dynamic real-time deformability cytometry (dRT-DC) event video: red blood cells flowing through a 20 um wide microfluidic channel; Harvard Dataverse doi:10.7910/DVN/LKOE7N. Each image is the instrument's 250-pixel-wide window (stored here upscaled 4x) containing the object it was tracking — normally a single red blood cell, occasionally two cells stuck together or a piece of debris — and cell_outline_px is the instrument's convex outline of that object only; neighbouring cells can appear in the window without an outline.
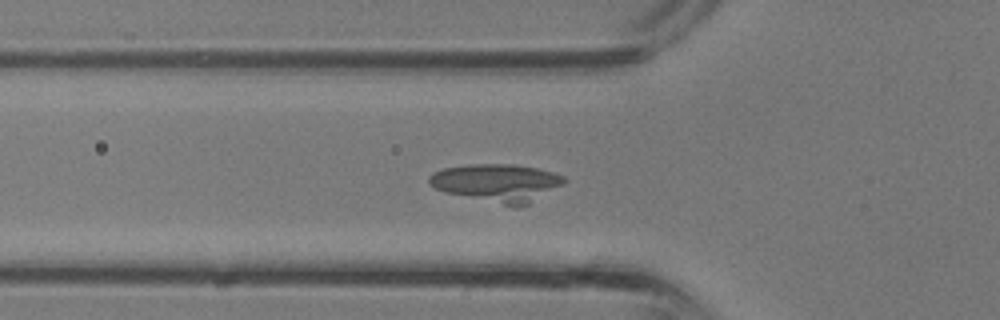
{"species": "common noctule bat (a hibernating species)", "species_latin": "Nyctalus noctula", "temperature_condition": "room temperature", "stored_images_in_passage": 36, "camera_frame_rate_fps": 3000, "um_per_image_px": 0.085, "animal": {"sex": "male", "body_mass_g": 13.3}, "frame": {"image": 1, "passage_image": 12, "time_ms": 3.667, "image_size_px": [1000, 320], "cell_outline_px": [[568, 180], [564, 184], [528, 204], [520, 208], [512, 208], [444, 192], [428, 184], [428, 176], [432, 172], [444, 168], [472, 164], [512, 164], [536, 168], [552, 172], [564, 176]], "centroid_in_image_um": [42.24, 15.56], "position_along_channel_um": 83.6, "area_um2": 30.23}}
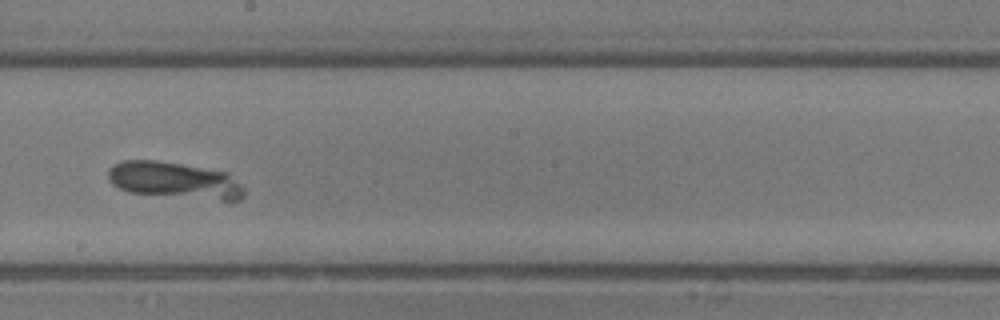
{"frame": {"image": 2, "passage_image": 20, "time_ms": 6.333, "image_size_px": [1000, 320], "cell_outline_px": [[244, 196], [240, 200], [220, 200], [128, 192], [112, 184], [108, 180], [108, 168], [112, 164], [124, 160], [152, 160], [180, 164], [228, 172], [244, 188]], "centroid_in_image_um": [14.81, 15.32], "position_along_channel_um": 233.4, "area_um2": 28.84}}
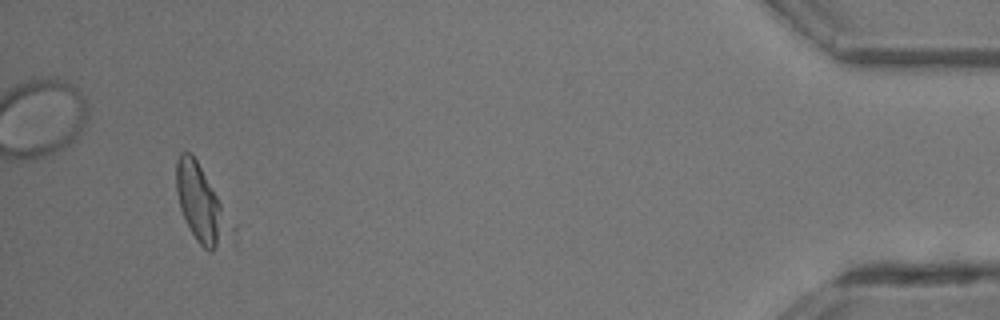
{"frame": {"image": 3, "passage_image": 34, "time_ms": 11.0, "image_size_px": [1000, 320], "cell_outline_px": [[240, 224], [224, 244], [212, 252], [208, 252], [196, 240], [180, 208], [176, 192], [176, 160], [180, 152], [188, 152], [196, 160]], "centroid_in_image_um": [17.24, 17.41], "position_along_channel_um": 418.0, "area_um2": 25.49}}